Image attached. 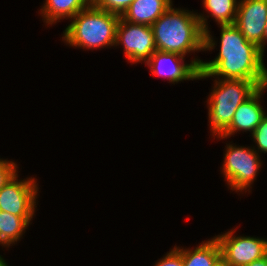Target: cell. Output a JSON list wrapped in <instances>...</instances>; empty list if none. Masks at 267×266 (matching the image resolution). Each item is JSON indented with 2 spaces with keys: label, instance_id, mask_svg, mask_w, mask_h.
Masks as SVG:
<instances>
[{
  "label": "cell",
  "instance_id": "obj_1",
  "mask_svg": "<svg viewBox=\"0 0 267 266\" xmlns=\"http://www.w3.org/2000/svg\"><path fill=\"white\" fill-rule=\"evenodd\" d=\"M220 50L211 61H202L198 79H245L267 81L264 54L253 42L247 41L234 25H220Z\"/></svg>",
  "mask_w": 267,
  "mask_h": 266
},
{
  "label": "cell",
  "instance_id": "obj_2",
  "mask_svg": "<svg viewBox=\"0 0 267 266\" xmlns=\"http://www.w3.org/2000/svg\"><path fill=\"white\" fill-rule=\"evenodd\" d=\"M172 6L151 25L156 49L182 56L214 50L217 43L208 29L209 15Z\"/></svg>",
  "mask_w": 267,
  "mask_h": 266
},
{
  "label": "cell",
  "instance_id": "obj_3",
  "mask_svg": "<svg viewBox=\"0 0 267 266\" xmlns=\"http://www.w3.org/2000/svg\"><path fill=\"white\" fill-rule=\"evenodd\" d=\"M119 19V15L91 4L71 19L62 40L71 47L90 50L115 46Z\"/></svg>",
  "mask_w": 267,
  "mask_h": 266
},
{
  "label": "cell",
  "instance_id": "obj_4",
  "mask_svg": "<svg viewBox=\"0 0 267 266\" xmlns=\"http://www.w3.org/2000/svg\"><path fill=\"white\" fill-rule=\"evenodd\" d=\"M267 81L215 79L207 99L208 120L213 137L220 136L230 125L240 104L252 97Z\"/></svg>",
  "mask_w": 267,
  "mask_h": 266
},
{
  "label": "cell",
  "instance_id": "obj_5",
  "mask_svg": "<svg viewBox=\"0 0 267 266\" xmlns=\"http://www.w3.org/2000/svg\"><path fill=\"white\" fill-rule=\"evenodd\" d=\"M222 172L228 188L235 192H250L258 171L261 169V159L254 147L227 144L225 148Z\"/></svg>",
  "mask_w": 267,
  "mask_h": 266
},
{
  "label": "cell",
  "instance_id": "obj_6",
  "mask_svg": "<svg viewBox=\"0 0 267 266\" xmlns=\"http://www.w3.org/2000/svg\"><path fill=\"white\" fill-rule=\"evenodd\" d=\"M18 173L0 190V210L23 217L29 224L36 210V179L18 180Z\"/></svg>",
  "mask_w": 267,
  "mask_h": 266
},
{
  "label": "cell",
  "instance_id": "obj_7",
  "mask_svg": "<svg viewBox=\"0 0 267 266\" xmlns=\"http://www.w3.org/2000/svg\"><path fill=\"white\" fill-rule=\"evenodd\" d=\"M236 228L217 235L222 261L230 266H244L267 254V239L235 236Z\"/></svg>",
  "mask_w": 267,
  "mask_h": 266
},
{
  "label": "cell",
  "instance_id": "obj_8",
  "mask_svg": "<svg viewBox=\"0 0 267 266\" xmlns=\"http://www.w3.org/2000/svg\"><path fill=\"white\" fill-rule=\"evenodd\" d=\"M122 45L130 63L146 62L157 50L151 26L134 24L121 17L116 29L115 46Z\"/></svg>",
  "mask_w": 267,
  "mask_h": 266
},
{
  "label": "cell",
  "instance_id": "obj_9",
  "mask_svg": "<svg viewBox=\"0 0 267 266\" xmlns=\"http://www.w3.org/2000/svg\"><path fill=\"white\" fill-rule=\"evenodd\" d=\"M184 57L177 53L156 50L145 64L149 66L152 76L164 77L173 84L197 80L203 60L192 58L190 64H187L184 63Z\"/></svg>",
  "mask_w": 267,
  "mask_h": 266
},
{
  "label": "cell",
  "instance_id": "obj_10",
  "mask_svg": "<svg viewBox=\"0 0 267 266\" xmlns=\"http://www.w3.org/2000/svg\"><path fill=\"white\" fill-rule=\"evenodd\" d=\"M267 0H239L234 25L247 41L255 43L264 54V29Z\"/></svg>",
  "mask_w": 267,
  "mask_h": 266
},
{
  "label": "cell",
  "instance_id": "obj_11",
  "mask_svg": "<svg viewBox=\"0 0 267 266\" xmlns=\"http://www.w3.org/2000/svg\"><path fill=\"white\" fill-rule=\"evenodd\" d=\"M266 88L267 85L261 87L252 97L239 105L229 127L220 136H217L218 139H227L238 131H249L251 134L255 131L262 119L267 115L260 102L261 95Z\"/></svg>",
  "mask_w": 267,
  "mask_h": 266
},
{
  "label": "cell",
  "instance_id": "obj_12",
  "mask_svg": "<svg viewBox=\"0 0 267 266\" xmlns=\"http://www.w3.org/2000/svg\"><path fill=\"white\" fill-rule=\"evenodd\" d=\"M172 3V0H134L120 17L130 23L151 26Z\"/></svg>",
  "mask_w": 267,
  "mask_h": 266
},
{
  "label": "cell",
  "instance_id": "obj_13",
  "mask_svg": "<svg viewBox=\"0 0 267 266\" xmlns=\"http://www.w3.org/2000/svg\"><path fill=\"white\" fill-rule=\"evenodd\" d=\"M174 247L182 254L183 266H217L222 260L221 249L215 236L202 241L195 249Z\"/></svg>",
  "mask_w": 267,
  "mask_h": 266
},
{
  "label": "cell",
  "instance_id": "obj_14",
  "mask_svg": "<svg viewBox=\"0 0 267 266\" xmlns=\"http://www.w3.org/2000/svg\"><path fill=\"white\" fill-rule=\"evenodd\" d=\"M91 4L92 0H45L40 14L47 25H52L66 18L72 19Z\"/></svg>",
  "mask_w": 267,
  "mask_h": 266
},
{
  "label": "cell",
  "instance_id": "obj_15",
  "mask_svg": "<svg viewBox=\"0 0 267 266\" xmlns=\"http://www.w3.org/2000/svg\"><path fill=\"white\" fill-rule=\"evenodd\" d=\"M28 226L29 223L23 217L1 211L0 245L5 248L15 245L23 236L25 230L28 229Z\"/></svg>",
  "mask_w": 267,
  "mask_h": 266
},
{
  "label": "cell",
  "instance_id": "obj_16",
  "mask_svg": "<svg viewBox=\"0 0 267 266\" xmlns=\"http://www.w3.org/2000/svg\"><path fill=\"white\" fill-rule=\"evenodd\" d=\"M203 7L218 25L235 23L239 0H203Z\"/></svg>",
  "mask_w": 267,
  "mask_h": 266
},
{
  "label": "cell",
  "instance_id": "obj_17",
  "mask_svg": "<svg viewBox=\"0 0 267 266\" xmlns=\"http://www.w3.org/2000/svg\"><path fill=\"white\" fill-rule=\"evenodd\" d=\"M134 0H92V5L121 16Z\"/></svg>",
  "mask_w": 267,
  "mask_h": 266
},
{
  "label": "cell",
  "instance_id": "obj_18",
  "mask_svg": "<svg viewBox=\"0 0 267 266\" xmlns=\"http://www.w3.org/2000/svg\"><path fill=\"white\" fill-rule=\"evenodd\" d=\"M255 144L254 150L259 153H267V115L262 119L261 123L257 126L255 131L250 135ZM260 151V152H259Z\"/></svg>",
  "mask_w": 267,
  "mask_h": 266
},
{
  "label": "cell",
  "instance_id": "obj_19",
  "mask_svg": "<svg viewBox=\"0 0 267 266\" xmlns=\"http://www.w3.org/2000/svg\"><path fill=\"white\" fill-rule=\"evenodd\" d=\"M18 165L13 161L0 158V190L17 174Z\"/></svg>",
  "mask_w": 267,
  "mask_h": 266
},
{
  "label": "cell",
  "instance_id": "obj_20",
  "mask_svg": "<svg viewBox=\"0 0 267 266\" xmlns=\"http://www.w3.org/2000/svg\"><path fill=\"white\" fill-rule=\"evenodd\" d=\"M154 266H183L182 254L174 247Z\"/></svg>",
  "mask_w": 267,
  "mask_h": 266
},
{
  "label": "cell",
  "instance_id": "obj_21",
  "mask_svg": "<svg viewBox=\"0 0 267 266\" xmlns=\"http://www.w3.org/2000/svg\"><path fill=\"white\" fill-rule=\"evenodd\" d=\"M244 266H267V254L264 257L257 259L253 261L252 263L244 265Z\"/></svg>",
  "mask_w": 267,
  "mask_h": 266
},
{
  "label": "cell",
  "instance_id": "obj_22",
  "mask_svg": "<svg viewBox=\"0 0 267 266\" xmlns=\"http://www.w3.org/2000/svg\"><path fill=\"white\" fill-rule=\"evenodd\" d=\"M267 43V21H266V25H265V29H264V50H265V45Z\"/></svg>",
  "mask_w": 267,
  "mask_h": 266
},
{
  "label": "cell",
  "instance_id": "obj_23",
  "mask_svg": "<svg viewBox=\"0 0 267 266\" xmlns=\"http://www.w3.org/2000/svg\"><path fill=\"white\" fill-rule=\"evenodd\" d=\"M6 260L3 259V257L0 255V266H8Z\"/></svg>",
  "mask_w": 267,
  "mask_h": 266
},
{
  "label": "cell",
  "instance_id": "obj_24",
  "mask_svg": "<svg viewBox=\"0 0 267 266\" xmlns=\"http://www.w3.org/2000/svg\"><path fill=\"white\" fill-rule=\"evenodd\" d=\"M217 266H230V265L226 264L221 260Z\"/></svg>",
  "mask_w": 267,
  "mask_h": 266
}]
</instances>
